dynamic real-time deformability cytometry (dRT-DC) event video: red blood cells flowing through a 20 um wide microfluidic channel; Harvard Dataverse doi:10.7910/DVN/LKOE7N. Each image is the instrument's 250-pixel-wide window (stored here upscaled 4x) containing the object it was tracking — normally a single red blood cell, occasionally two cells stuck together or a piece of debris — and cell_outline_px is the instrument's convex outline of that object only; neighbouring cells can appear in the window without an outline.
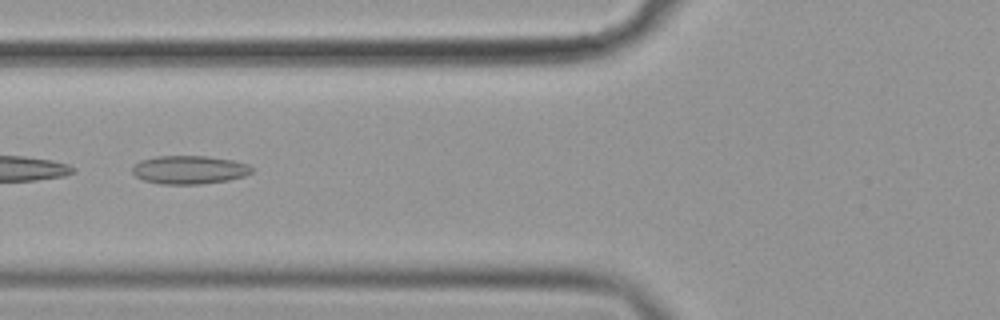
{"species": "common noctule bat (a hibernating species)", "species_latin": "Nyctalus noctula", "temperature_condition": "cold", "stored_images_in_passage": 55, "camera_frame_rate_fps": 3000, "um_per_image_px": 0.085, "animal": {"sex": "female", "body_mass_g": 19.9}, "frame": {"image": 1, "passage_image": 22, "time_ms": 7.0, "image_size_px": [1000, 320], "cell_outline_px": [[252, 172], [244, 176], [228, 180], [200, 184], [160, 184], [144, 180], [136, 176], [132, 172], [132, 164], [140, 160], [156, 156], [208, 156], [232, 160], [248, 164], [252, 168]], "centroid_in_image_um": [16.06, 14.42], "position_along_channel_um": 109.7, "area_um2": 19.83}}
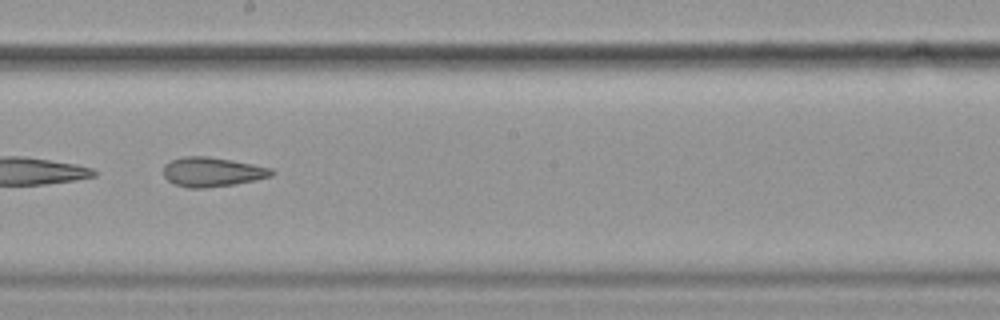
{"frame": {"image": 2, "passage_image": 32, "time_ms": 10.333, "image_size_px": [1000, 320], "cell_outline_px": [[276, 172], [272, 176], [256, 180], [236, 184], [204, 188], [188, 188], [176, 184], [168, 180], [164, 176], [164, 164], [172, 160], [184, 156], [208, 156], [232, 160], [272, 168]], "centroid_in_image_um": [18.06, 14.61], "position_along_channel_um": 230.1, "area_um2": 18.61}}
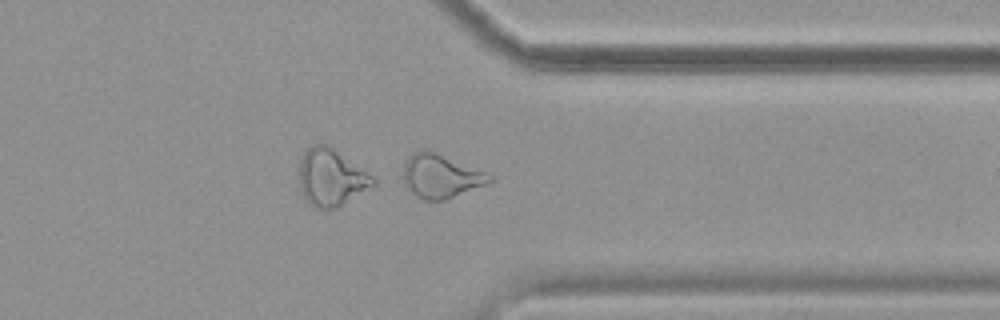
{"frame": {"image": 3, "passage_image": 44, "time_ms": 14.333, "image_size_px": [1000, 320], "cell_outline_px": [[496, 180], [488, 184], [444, 200], [424, 200], [416, 196], [404, 184], [404, 164], [408, 156], [412, 152], [432, 152], [488, 172], [496, 176]], "centroid_in_image_um": [37.53, 15.0], "position_along_channel_um": 373.9, "area_um2": 21.73}}